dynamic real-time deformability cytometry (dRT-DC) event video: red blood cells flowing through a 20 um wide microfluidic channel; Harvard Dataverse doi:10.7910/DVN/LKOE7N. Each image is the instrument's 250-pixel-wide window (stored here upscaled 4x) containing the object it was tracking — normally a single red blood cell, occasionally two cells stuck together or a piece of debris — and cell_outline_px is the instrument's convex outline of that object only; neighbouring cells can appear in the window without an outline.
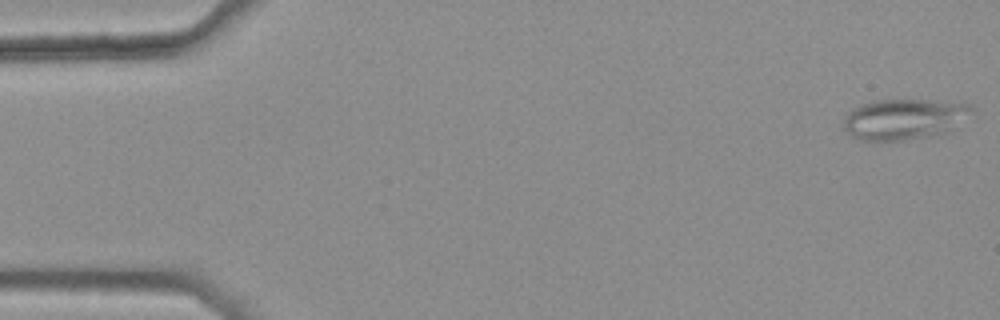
{"species": "common noctule bat (a hibernating species)", "species_latin": "Nyctalus noctula", "temperature_condition": "warm", "stored_images_in_passage": 47, "camera_frame_rate_fps": 3000, "um_per_image_px": 0.085, "animal": {"sex": "female", "body_mass_g": 25.1}, "frame": {"image": 1, "passage_image": 1, "time_ms": 0.0, "image_size_px": [1000, 320], "cell_outline_px": [[972, 112], [952, 128], [944, 132], [928, 136], [908, 140], [860, 140], [852, 136], [844, 128], [844, 116], [852, 108], [860, 104], [876, 100], [964, 100], [972, 104]], "centroid_in_image_um": [76.87, 10.09], "position_along_channel_um": 8.1, "area_um2": 30.58}}
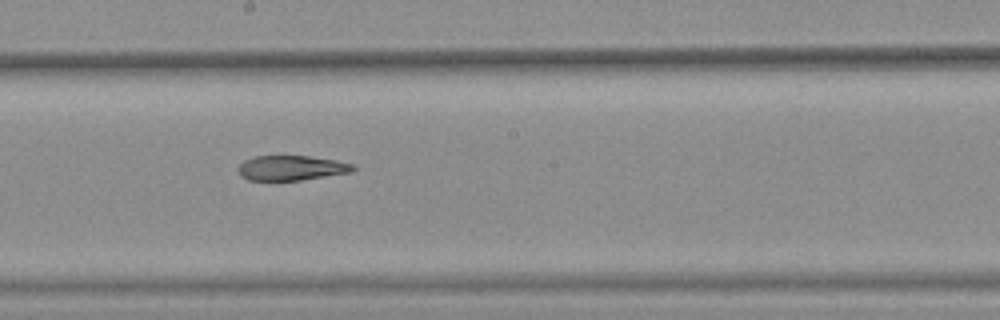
{"frame": {"image": 2, "passage_image": 29, "time_ms": 9.333, "image_size_px": [1000, 320], "cell_outline_px": [[356, 168], [352, 172], [300, 180], [248, 180], [240, 176], [236, 168], [244, 160], [256, 156], [308, 156], [336, 160], [352, 164]], "centroid_in_image_um": [24.73, 14.27], "position_along_channel_um": 223.5, "area_um2": 16.65}}
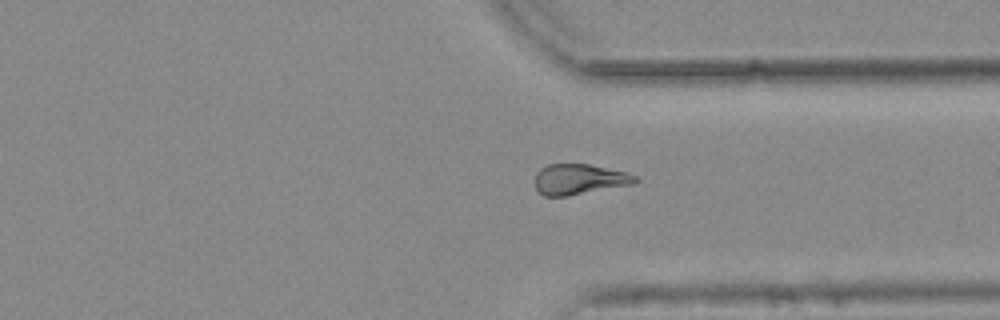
{"frame": {"image": 3, "passage_image": 40, "time_ms": 13.0, "image_size_px": [1000, 320], "cell_outline_px": [[640, 180], [632, 184], [568, 196], [544, 196], [536, 188], [536, 172], [540, 168], [548, 164], [588, 164], [624, 172], [636, 176]], "centroid_in_image_um": [49.22, 15.24], "position_along_channel_um": 362.2, "area_um2": 17.63}}